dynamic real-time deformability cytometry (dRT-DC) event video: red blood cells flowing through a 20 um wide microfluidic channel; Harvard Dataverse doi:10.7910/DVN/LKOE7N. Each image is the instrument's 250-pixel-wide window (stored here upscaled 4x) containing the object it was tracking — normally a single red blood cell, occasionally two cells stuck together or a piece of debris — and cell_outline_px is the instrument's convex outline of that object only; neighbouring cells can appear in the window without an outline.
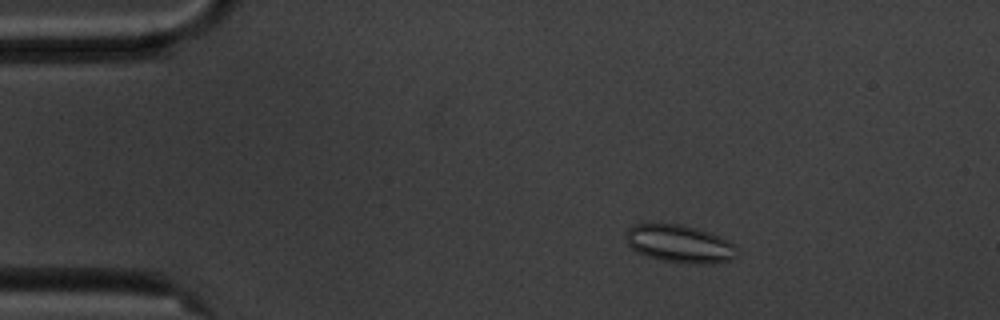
{"species": "common noctule bat (a hibernating species)", "species_latin": "Nyctalus noctula", "temperature_condition": "cold", "stored_images_in_passage": 56, "camera_frame_rate_fps": 3000, "um_per_image_px": 0.085, "animal": {"sex": "male", "body_mass_g": 20.1, "forearm_length_mm": 53.5}, "frame": {"image": 1, "passage_image": 9, "time_ms": 2.667, "image_size_px": [1000, 320], "cell_outline_px": [[740, 252], [732, 260], [704, 264], [692, 264], [660, 260], [636, 252], [628, 244], [628, 228], [632, 224], [680, 224], [696, 228], [708, 232], [728, 240]], "centroid_in_image_um": [57.8, 20.74], "position_along_channel_um": 27.2, "area_um2": 24.28}}
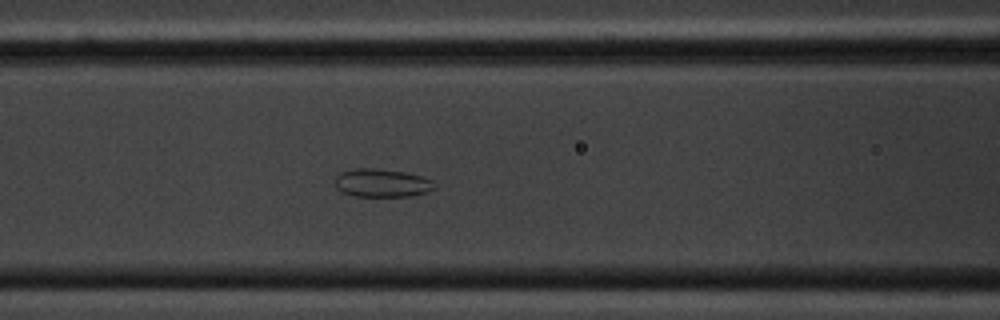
{"frame": {"image": 2, "passage_image": 23, "time_ms": 7.333, "image_size_px": [1000, 320], "cell_outline_px": [[436, 188], [428, 192], [412, 196], [356, 196], [340, 192], [336, 188], [336, 176], [340, 172], [356, 168], [372, 168], [404, 172], [424, 176], [432, 180]], "centroid_in_image_um": [32.48, 15.55], "position_along_channel_um": 134.1, "area_um2": 16.47}}
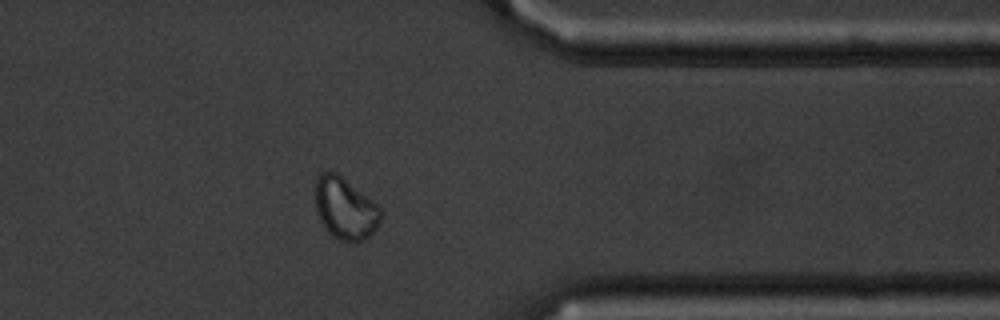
{"frame": {"image": 3, "passage_image": 45, "time_ms": 14.667, "image_size_px": [1000, 320], "cell_outline_px": [[380, 220], [376, 228], [364, 240], [340, 240], [332, 236], [328, 232], [320, 220], [316, 212], [316, 180], [320, 172], [336, 172], [372, 200], [380, 208]], "centroid_in_image_um": [29.31, 17.71], "position_along_channel_um": 382.1, "area_um2": 23.06}}